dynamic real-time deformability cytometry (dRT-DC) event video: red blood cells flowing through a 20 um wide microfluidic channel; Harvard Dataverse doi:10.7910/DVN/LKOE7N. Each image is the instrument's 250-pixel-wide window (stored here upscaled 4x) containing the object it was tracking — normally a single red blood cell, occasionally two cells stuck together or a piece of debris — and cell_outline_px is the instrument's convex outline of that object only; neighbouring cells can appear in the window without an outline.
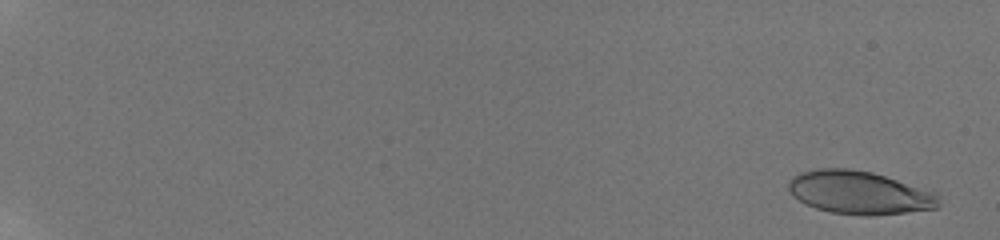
{"species": "human", "species_latin": "Homo sapiens", "temperature_condition": "room temperature", "stored_images_in_passage": 20, "camera_frame_rate_fps": 3000, "um_per_image_px": 0.085, "donor": {"sex": "male"}, "frame": {"image": 1, "passage_image": 2, "time_ms": 0.667, "image_size_px": [1000, 240], "cell_outline_px": [[940, 204], [936, 208], [904, 212], [868, 216], [864, 216], [828, 212], [816, 208], [792, 196], [788, 188], [788, 184], [792, 176], [800, 172], [816, 168], [848, 168], [872, 172], [932, 192], [936, 196]], "centroid_in_image_um": [72.96, 16.37], "position_along_channel_um": 12.0, "area_um2": 37.34}}
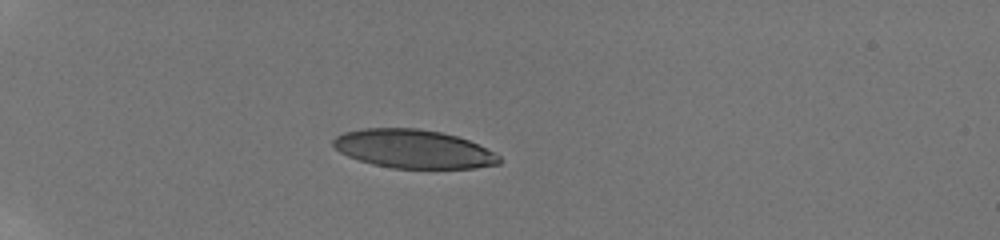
{"frame": {"image": 2, "passage_image": 11, "time_ms": 6.333, "image_size_px": [1000, 240], "cell_outline_px": [[504, 160], [500, 164], [476, 168], [392, 168], [372, 164], [348, 156], [340, 152], [332, 144], [332, 140], [336, 136], [344, 132], [364, 128], [416, 128], [440, 132], [456, 136], [468, 140], [500, 156]], "centroid_in_image_um": [35.14, 12.66], "position_along_channel_um": 49.9, "area_um2": 37.22}}
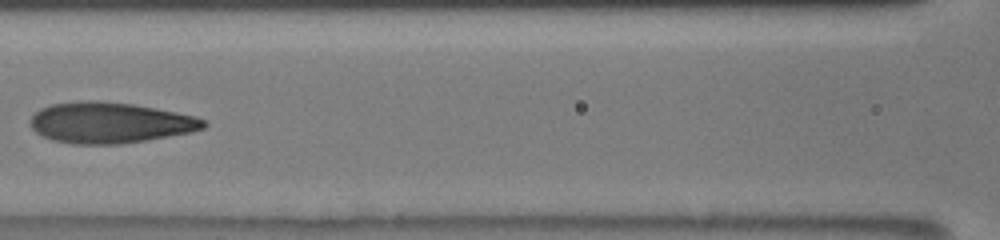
{"frame": {"image": 3, "passage_image": 17, "time_ms": 10.333, "image_size_px": [1000, 240], "cell_outline_px": [[208, 124], [204, 128], [192, 132], [148, 140], [120, 144], [72, 144], [52, 140], [36, 132], [28, 124], [32, 116], [40, 108], [52, 104], [80, 100], [100, 100], [132, 104], [156, 108], [196, 116], [204, 120]], "centroid_in_image_um": [9.34, 10.43], "position_along_channel_um": 157.3, "area_um2": 41.56}}